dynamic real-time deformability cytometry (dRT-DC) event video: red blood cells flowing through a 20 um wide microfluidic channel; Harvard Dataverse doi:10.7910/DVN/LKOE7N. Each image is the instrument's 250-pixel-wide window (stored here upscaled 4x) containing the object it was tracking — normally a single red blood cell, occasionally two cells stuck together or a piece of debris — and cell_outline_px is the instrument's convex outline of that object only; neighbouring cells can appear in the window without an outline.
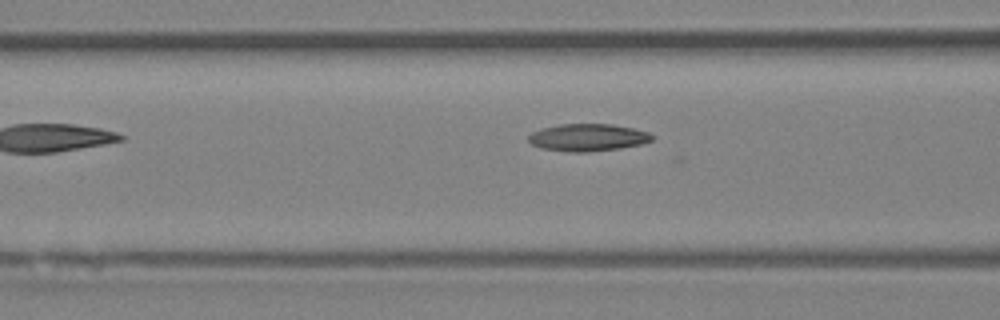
{"species": "Egyptian fruit bat (a non-hibernating species)", "species_latin": "Rousettus aegyptiacus", "temperature_condition": "room temperature", "stored_images_in_passage": 16, "camera_frame_rate_fps": 3000, "um_per_image_px": 0.085, "animal": {"sex": "female"}, "frame": {"image": 1, "passage_image": 7, "time_ms": 2.0, "image_size_px": [1000, 320], "cell_outline_px": [[656, 136], [652, 140], [640, 144], [620, 148], [588, 152], [572, 152], [540, 148], [532, 144], [528, 140], [528, 136], [532, 132], [540, 128], [560, 124], [612, 124], [632, 128], [648, 132]], "centroid_in_image_um": [49.95, 11.68], "position_along_channel_um": 116.6, "area_um2": 19.71}}
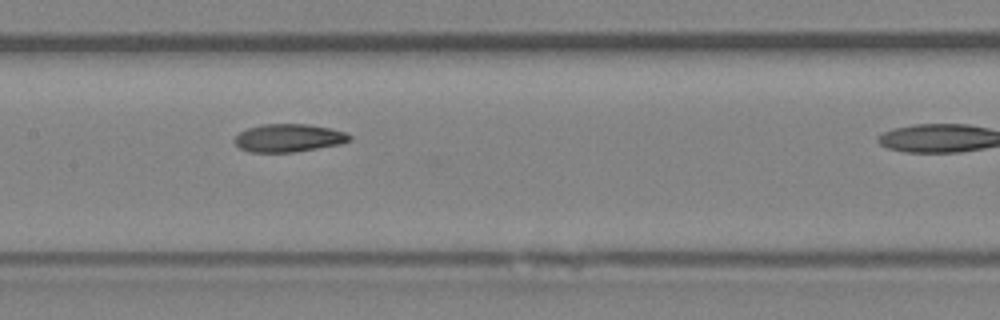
{"frame": {"image": 2, "passage_image": 12, "time_ms": 3.667, "image_size_px": [1000, 320], "cell_outline_px": [[352, 140], [340, 144], [292, 152], [248, 152], [240, 148], [232, 140], [240, 132], [248, 128], [264, 124], [308, 124], [348, 132], [352, 136]], "centroid_in_image_um": [24.54, 11.72], "position_along_channel_um": 182.9, "area_um2": 18.73}}